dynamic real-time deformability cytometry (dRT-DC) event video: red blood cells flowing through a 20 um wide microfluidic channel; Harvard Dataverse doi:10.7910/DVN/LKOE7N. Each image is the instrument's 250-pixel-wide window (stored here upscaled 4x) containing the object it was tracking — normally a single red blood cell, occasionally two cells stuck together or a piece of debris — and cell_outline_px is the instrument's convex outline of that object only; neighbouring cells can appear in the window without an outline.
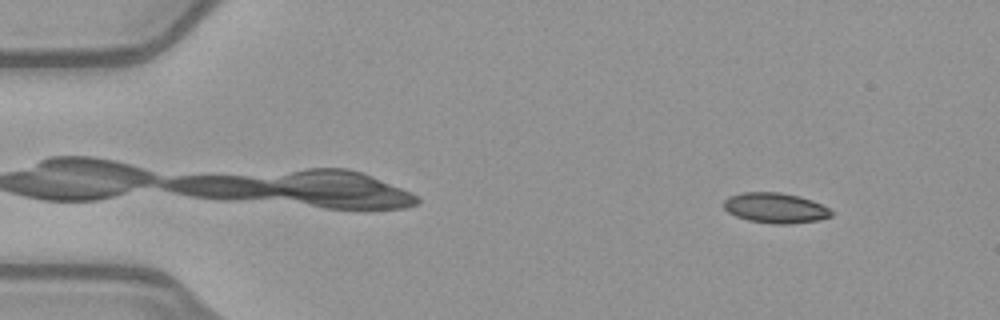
{"species": "common noctule bat (a hibernating species)", "species_latin": "Nyctalus noctula", "temperature_condition": "warm", "stored_images_in_passage": 12, "camera_frame_rate_fps": 3000, "um_per_image_px": 0.085, "animal": {"sex": "female", "body_mass_g": 21.9}, "frame": {"image": 1, "passage_image": 3, "time_ms": 0.667, "image_size_px": [1000, 320], "cell_outline_px": [[832, 216], [820, 220], [792, 224], [772, 224], [748, 220], [736, 216], [728, 212], [724, 208], [724, 200], [728, 196], [740, 192], [780, 192], [800, 196], [812, 200], [828, 208], [832, 212]], "centroid_in_image_um": [65.89, 17.67], "position_along_channel_um": 19.1, "area_um2": 19.13}}